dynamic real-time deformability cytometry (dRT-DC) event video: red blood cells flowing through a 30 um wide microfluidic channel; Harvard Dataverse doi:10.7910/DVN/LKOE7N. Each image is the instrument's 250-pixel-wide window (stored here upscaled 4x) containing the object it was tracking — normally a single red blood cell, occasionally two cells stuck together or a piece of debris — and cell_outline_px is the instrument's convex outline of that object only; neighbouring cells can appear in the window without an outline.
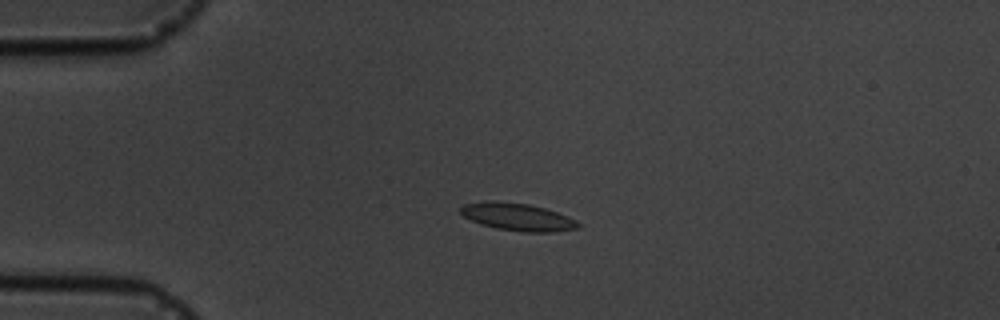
{"species": "common noctule bat (a hibernating species)", "species_latin": "Nyctalus noctula", "temperature_condition": "cold", "stored_images_in_passage": 2, "camera_frame_rate_fps": 3000, "um_per_image_px": 0.085, "animal": {"sex": "male", "body_mass_g": 19.5, "forearm_length_mm": 54.6}, "frame": {"image": 1, "passage_image": 1, "time_ms": 0.0, "image_size_px": [1000, 320], "cell_outline_px": [[580, 228], [552, 232], [524, 232], [496, 228], [480, 224], [464, 216], [460, 212], [460, 208], [464, 204], [488, 200], [528, 204], [544, 208], [568, 216], [576, 220], [580, 224]], "centroid_in_image_um": [44.0, 18.44], "position_along_channel_um": 41.0, "area_um2": 18.79}}